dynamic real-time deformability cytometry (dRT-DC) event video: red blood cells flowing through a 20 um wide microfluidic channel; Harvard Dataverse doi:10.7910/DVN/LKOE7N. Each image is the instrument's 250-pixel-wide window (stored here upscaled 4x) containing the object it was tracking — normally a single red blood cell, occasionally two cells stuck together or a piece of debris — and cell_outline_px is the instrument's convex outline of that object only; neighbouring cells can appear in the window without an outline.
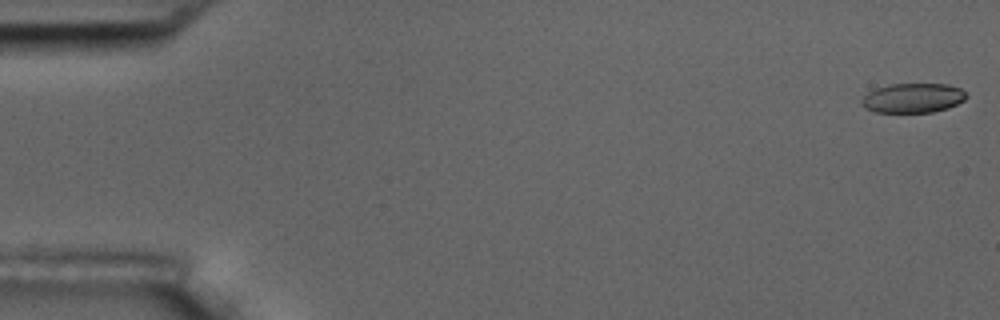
{"species": "common noctule bat (a hibernating species)", "species_latin": "Nyctalus noctula", "temperature_condition": "room temperature", "stored_images_in_passage": 56, "camera_frame_rate_fps": 3000, "um_per_image_px": 0.085, "animal": {"sex": "male", "body_mass_g": 17.5, "forearm_length_mm": 52.3}, "frame": {"image": 1, "passage_image": 1, "time_ms": 0.0, "image_size_px": [1000, 320], "cell_outline_px": [[968, 96], [964, 100], [948, 108], [932, 112], [876, 112], [864, 108], [860, 104], [860, 100], [868, 92], [876, 88], [888, 84], [948, 84], [960, 88]], "centroid_in_image_um": [77.57, 8.33], "position_along_channel_um": 7.4, "area_um2": 18.09}}
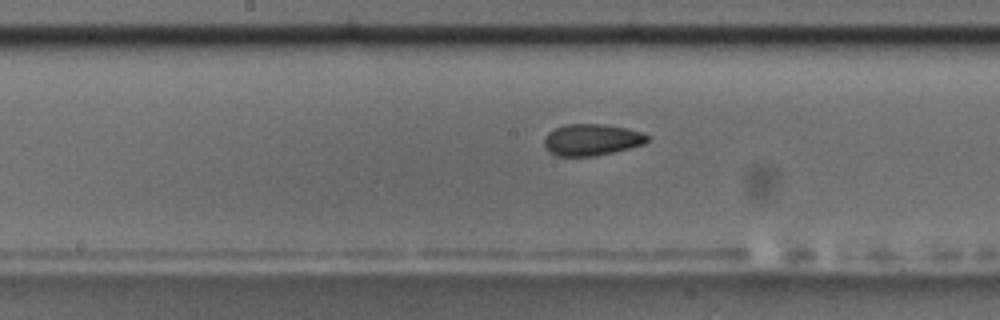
{"frame": {"image": 2, "passage_image": 29, "time_ms": 9.333, "image_size_px": [1000, 320], "cell_outline_px": [[648, 140], [644, 144], [596, 156], [556, 156], [544, 144], [544, 136], [548, 132], [564, 124], [604, 124], [628, 128], [640, 132], [648, 136]], "centroid_in_image_um": [50.28, 11.87], "position_along_channel_um": 197.9, "area_um2": 18.84}}
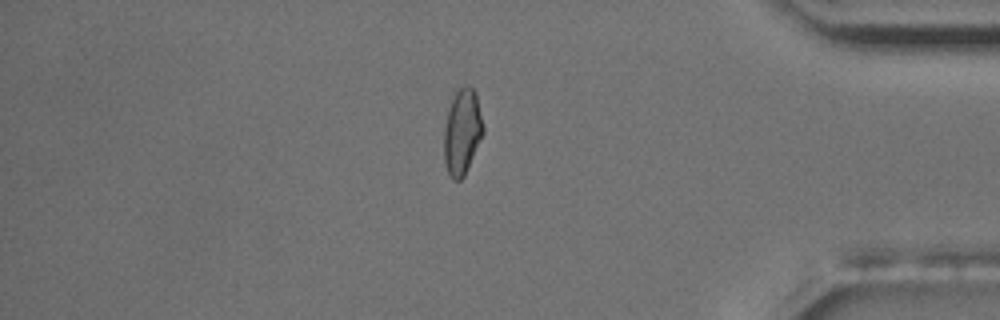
{"frame": {"image": 3, "passage_image": 48, "time_ms": 15.667, "image_size_px": [1000, 320], "cell_outline_px": [[484, 132], [464, 176], [460, 180], [452, 180], [448, 172], [444, 160], [444, 128], [448, 112], [456, 84], [468, 84], [476, 92], [484, 128]], "centroid_in_image_um": [39.28, 11.13], "position_along_channel_um": 395.9, "area_um2": 19.83}, "authors_computed_cell_mechanics": {"area_um2": 19.1607, "velocity_mm_per_s": 3.5967, "shape_relaxation_time_tau1_ms": null, "shape_relaxation_time_tau2_ms": 2.6332, "deformation_change_tau1": null, "deformation_change_tau2": 0.0809}}